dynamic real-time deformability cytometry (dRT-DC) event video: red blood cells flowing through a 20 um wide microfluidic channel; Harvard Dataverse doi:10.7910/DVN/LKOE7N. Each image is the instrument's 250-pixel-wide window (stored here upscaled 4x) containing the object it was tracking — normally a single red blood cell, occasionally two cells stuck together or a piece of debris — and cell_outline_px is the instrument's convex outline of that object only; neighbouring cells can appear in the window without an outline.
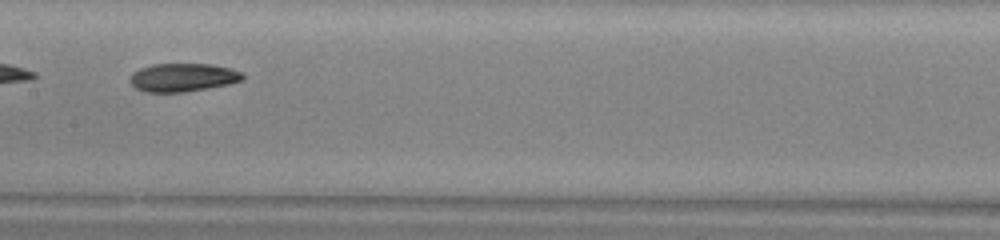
{"species": "common noctule bat (a hibernating species)", "species_latin": "Nyctalus noctula", "temperature_condition": "warm", "stored_images_in_passage": 28, "camera_frame_rate_fps": 3000, "um_per_image_px": 0.085, "animal": {"sex": "male", "body_mass_g": 13.0, "forearm_length_mm": 53.1}, "frame": {"image": 1, "passage_image": 13, "time_ms": 4.0, "image_size_px": [1000, 240], "cell_outline_px": [[244, 80], [228, 84], [184, 92], [144, 92], [136, 88], [128, 80], [132, 72], [140, 68], [152, 64], [212, 64], [232, 68], [240, 72], [244, 76]], "centroid_in_image_um": [15.52, 6.58], "position_along_channel_um": 191.9, "area_um2": 18.67}, "authors_computed_cell_mechanics": {"area_um2": 18.7272, "velocity_mm_per_s": 3.9989, "shape_relaxation_time_tau1_ms": 3.3764, "shape_relaxation_time_tau2_ms": 5.948, "deformation_change_tau1": 0.1307, "deformation_change_tau2": 0.1167}}